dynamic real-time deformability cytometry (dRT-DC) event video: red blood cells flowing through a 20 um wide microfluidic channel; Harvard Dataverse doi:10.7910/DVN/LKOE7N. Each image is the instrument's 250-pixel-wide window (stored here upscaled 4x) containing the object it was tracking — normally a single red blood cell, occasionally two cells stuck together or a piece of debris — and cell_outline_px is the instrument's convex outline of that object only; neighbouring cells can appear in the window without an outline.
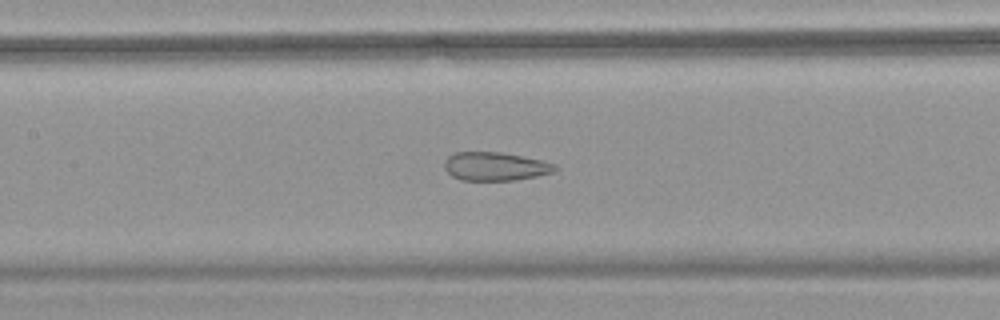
{"species": "common noctule bat (a hibernating species)", "species_latin": "Nyctalus noctula", "temperature_condition": "warm", "stored_images_in_passage": 55, "camera_frame_rate_fps": 3000, "um_per_image_px": 0.085, "animal": {"sex": "female", "body_mass_g": 18.4}, "frame": {"image": 1, "passage_image": 27, "time_ms": 8.667, "image_size_px": [1000, 320], "cell_outline_px": [[560, 168], [552, 172], [536, 176], [516, 180], [460, 180], [452, 176], [444, 168], [444, 160], [448, 156], [456, 152], [500, 152], [540, 160], [556, 164]], "centroid_in_image_um": [42.08, 14.14], "position_along_channel_um": 165.3, "area_um2": 18.32}}
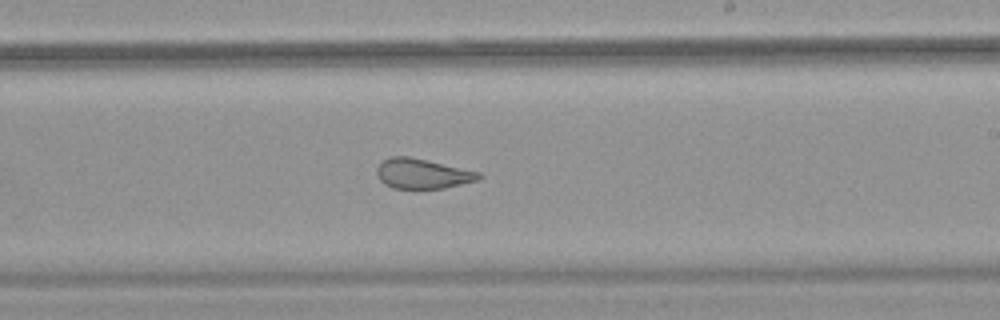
{"frame": {"image": 2, "passage_image": 34, "time_ms": 11.0, "image_size_px": [1000, 320], "cell_outline_px": [[484, 176], [476, 180], [444, 188], [392, 188], [384, 184], [376, 176], [376, 168], [384, 160], [392, 156], [408, 156], [428, 160], [480, 172]], "centroid_in_image_um": [35.88, 14.76], "position_along_channel_um": 253.1, "area_um2": 17.74}}
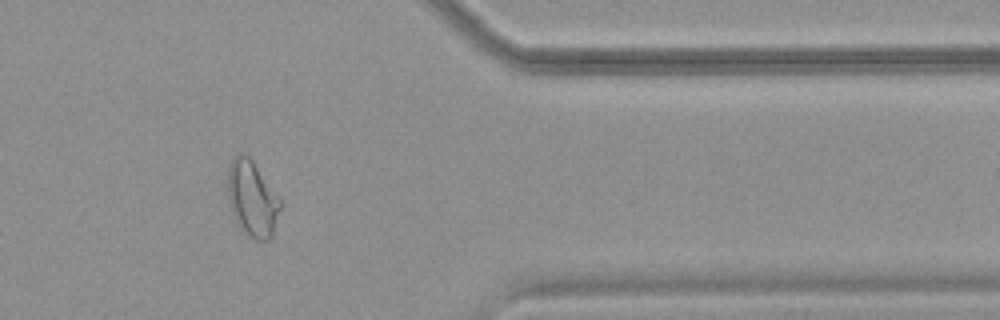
{"frame": {"image": 3, "passage_image": 46, "time_ms": 15.0, "image_size_px": [1000, 320], "cell_outline_px": [[280, 208], [272, 236], [268, 240], [256, 240], [244, 232], [232, 216], [228, 200], [228, 164], [240, 152], [248, 156], [252, 160], [280, 200]], "centroid_in_image_um": [21.4, 16.9], "position_along_channel_um": 390.0, "area_um2": 22.83}, "authors_computed_cell_mechanics": {"area_um2": 24.2182, "velocity_mm_per_s": 3.7909, "shape_relaxation_time_tau1_ms": null, "shape_relaxation_time_tau2_ms": 1.1856, "deformation_change_tau1": null, "deformation_change_tau2": 0.0899}}